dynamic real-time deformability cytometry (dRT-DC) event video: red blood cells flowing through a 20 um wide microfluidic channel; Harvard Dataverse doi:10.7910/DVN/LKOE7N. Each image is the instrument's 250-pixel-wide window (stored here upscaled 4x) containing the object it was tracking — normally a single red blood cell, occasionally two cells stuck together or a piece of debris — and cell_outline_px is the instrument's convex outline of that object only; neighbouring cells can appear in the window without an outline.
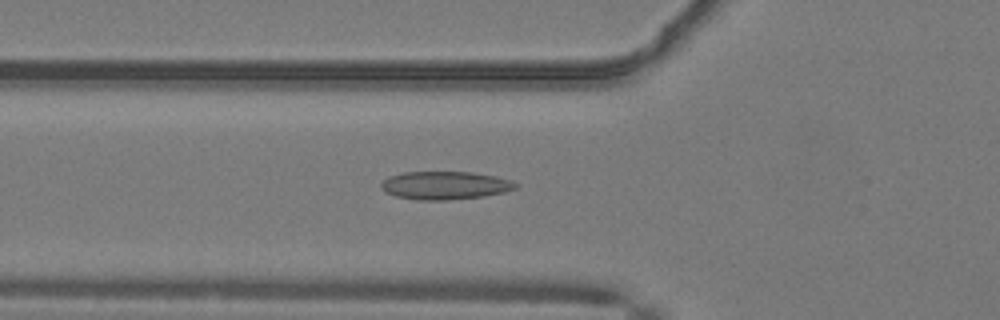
{"species": "common noctule bat (a hibernating species)", "species_latin": "Nyctalus noctula", "temperature_condition": "warm", "stored_images_in_passage": 41, "camera_frame_rate_fps": 3000, "um_per_image_px": 0.085, "animal": {"sex": "male", "body_mass_g": 19.2, "forearm_length_mm": 51.8}, "frame": {"image": 1, "passage_image": 9, "time_ms": 2.667, "image_size_px": [1000, 320], "cell_outline_px": [[520, 184], [516, 188], [504, 192], [484, 196], [448, 200], [416, 200], [396, 196], [380, 188], [380, 184], [388, 176], [404, 172], [472, 172], [512, 180]], "centroid_in_image_um": [37.83, 15.76], "position_along_channel_um": 88.0, "area_um2": 22.02}}
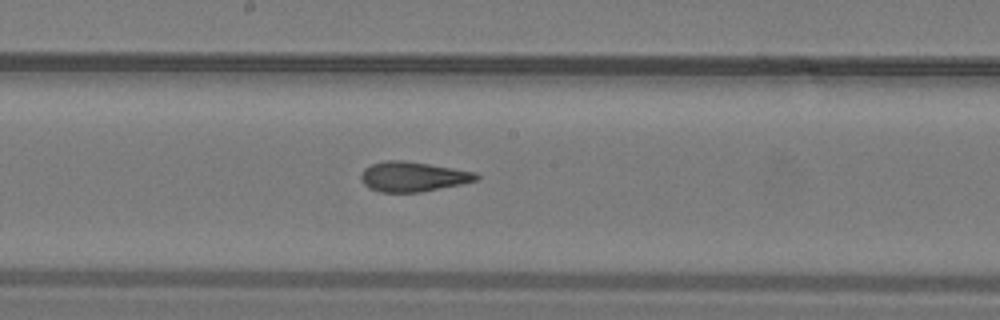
{"frame": {"image": 2, "passage_image": 18, "time_ms": 5.667, "image_size_px": [1000, 320], "cell_outline_px": [[480, 180], [420, 192], [380, 192], [368, 188], [364, 184], [360, 176], [364, 168], [372, 164], [384, 160], [404, 160], [476, 172], [480, 176]], "centroid_in_image_um": [35.09, 15.01], "position_along_channel_um": 213.1, "area_um2": 20.06}}
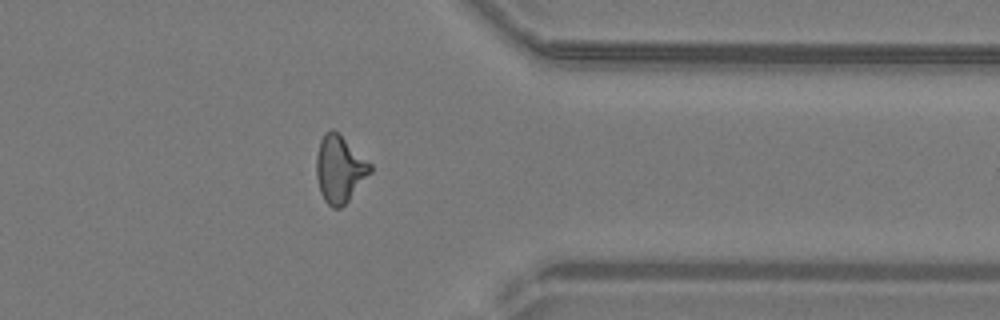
{"frame": {"image": 3, "passage_image": 31, "time_ms": 10.0, "image_size_px": [1000, 320], "cell_outline_px": [[372, 172], [348, 200], [340, 208], [332, 208], [324, 200], [320, 192], [316, 176], [316, 156], [320, 140], [324, 132], [332, 128], [372, 164]], "centroid_in_image_um": [28.85, 14.37], "position_along_channel_um": 382.5, "area_um2": 20.92}}